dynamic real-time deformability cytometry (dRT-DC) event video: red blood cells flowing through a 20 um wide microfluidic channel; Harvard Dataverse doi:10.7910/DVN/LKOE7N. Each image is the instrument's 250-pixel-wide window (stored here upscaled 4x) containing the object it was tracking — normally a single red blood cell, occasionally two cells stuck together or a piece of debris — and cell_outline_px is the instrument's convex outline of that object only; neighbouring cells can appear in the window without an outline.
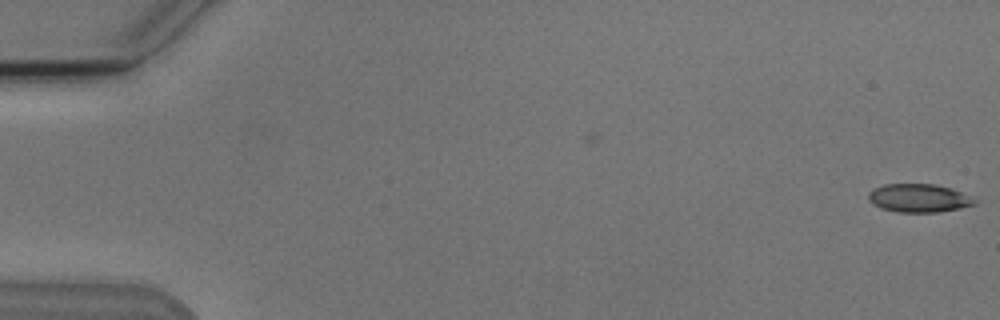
{"species": "Egyptian fruit bat (a non-hibernating species)", "species_latin": "Rousettus aegyptiacus", "temperature_condition": "cold", "stored_images_in_passage": 2, "camera_frame_rate_fps": 3000, "um_per_image_px": 0.085, "animal": {"sex": "male"}, "frame": {"image": 1, "passage_image": 2, "time_ms": 1.333, "image_size_px": [1000, 320], "cell_outline_px": [[976, 204], [960, 208], [940, 212], [896, 212], [880, 208], [872, 204], [868, 200], [868, 192], [884, 184], [936, 184], [952, 188], [976, 200]], "centroid_in_image_um": [78.07, 16.84], "position_along_channel_um": 6.9, "area_um2": 17.57}}